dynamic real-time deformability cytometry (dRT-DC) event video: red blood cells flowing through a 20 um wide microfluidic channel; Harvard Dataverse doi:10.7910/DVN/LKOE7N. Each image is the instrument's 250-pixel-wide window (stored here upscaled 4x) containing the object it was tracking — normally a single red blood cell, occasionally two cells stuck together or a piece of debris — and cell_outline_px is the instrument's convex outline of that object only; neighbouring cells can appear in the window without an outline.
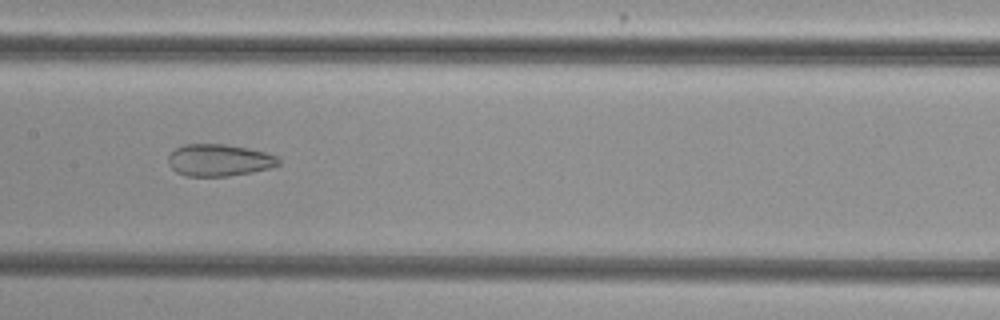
{"species": "common noctule bat (a hibernating species)", "species_latin": "Nyctalus noctula", "temperature_condition": "cold", "stored_images_in_passage": 54, "camera_frame_rate_fps": 3000, "um_per_image_px": 0.085, "animal": {"sex": "female", "body_mass_g": 29.2, "forearm_length_mm": 56.3}, "frame": {"image": 1, "passage_image": 28, "time_ms": 9.0, "image_size_px": [1000, 320], "cell_outline_px": [[280, 164], [272, 168], [252, 172], [228, 176], [184, 176], [176, 172], [168, 164], [168, 156], [176, 148], [184, 144], [224, 144], [248, 148], [264, 152], [276, 156], [280, 160]], "centroid_in_image_um": [18.62, 13.62], "position_along_channel_um": 188.8, "area_um2": 20.63}}
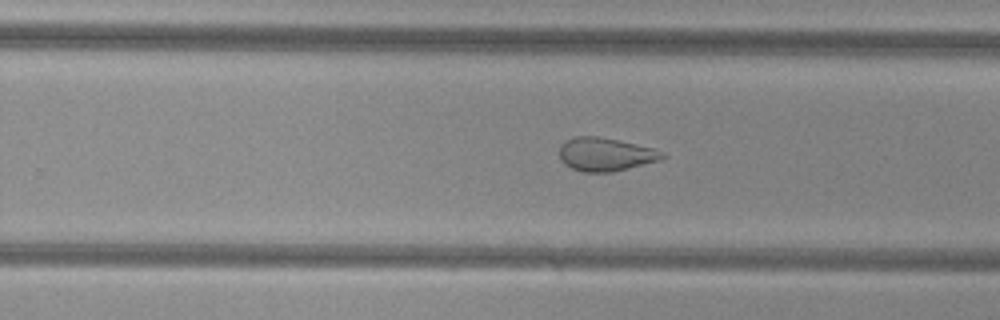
{"frame": {"image": 2, "passage_image": 35, "time_ms": 11.333, "image_size_px": [1000, 320], "cell_outline_px": [[668, 156], [660, 160], [612, 172], [584, 172], [572, 168], [564, 164], [560, 160], [560, 144], [564, 140], [576, 136], [596, 136], [620, 140], [652, 148], [664, 152]], "centroid_in_image_um": [51.45, 13.11], "position_along_channel_um": 278.3, "area_um2": 20.11}}
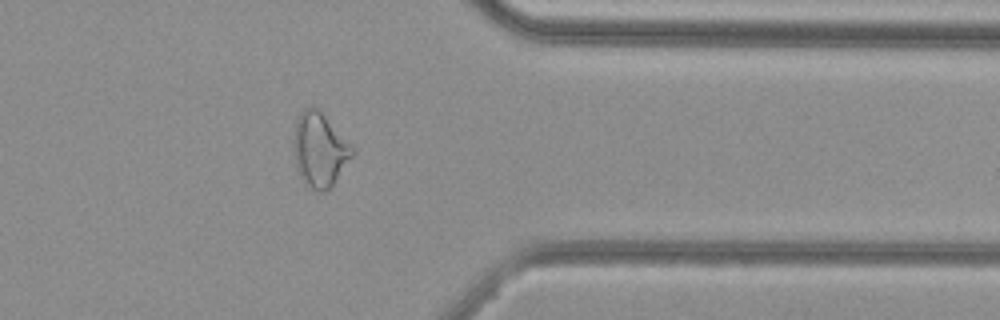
{"frame": {"image": 3, "passage_image": 44, "time_ms": 14.333, "image_size_px": [1000, 320], "cell_outline_px": [[356, 152], [332, 184], [324, 192], [316, 192], [304, 184], [296, 168], [292, 140], [296, 124], [304, 108], [312, 104], [356, 148]], "centroid_in_image_um": [27.17, 12.75], "position_along_channel_um": 384.2, "area_um2": 25.32}, "authors_computed_cell_mechanics": {"area_um2": 27.455, "velocity_mm_per_s": 3.8499, "shape_relaxation_time_tau1_ms": null, "shape_relaxation_time_tau2_ms": 1.9041, "deformation_change_tau1": null, "deformation_change_tau2": 0.0845}}